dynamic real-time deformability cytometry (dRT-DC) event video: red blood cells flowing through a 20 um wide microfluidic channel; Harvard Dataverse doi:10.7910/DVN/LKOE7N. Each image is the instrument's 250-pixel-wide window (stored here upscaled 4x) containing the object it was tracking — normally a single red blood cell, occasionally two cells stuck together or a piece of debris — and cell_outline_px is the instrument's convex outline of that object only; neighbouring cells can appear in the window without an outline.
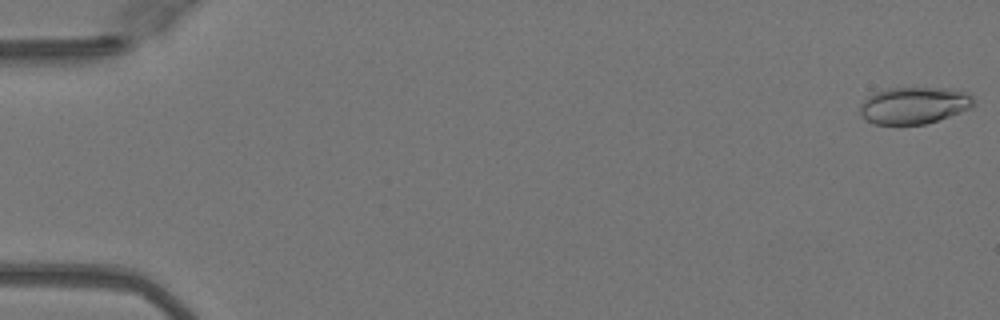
{"species": "Egyptian fruit bat (a non-hibernating species)", "species_latin": "Rousettus aegyptiacus", "temperature_condition": "warm", "stored_images_in_passage": 50, "camera_frame_rate_fps": 3000, "um_per_image_px": 0.085, "animal": {"sex": "female"}, "frame": {"image": 1, "passage_image": 1, "time_ms": 0.0, "image_size_px": [1000, 320], "cell_outline_px": [[972, 108], [924, 124], [872, 124], [860, 116], [860, 104], [868, 96], [876, 92], [888, 88], [944, 88], [964, 92], [972, 96]], "centroid_in_image_um": [77.63, 8.96], "position_along_channel_um": 7.4, "area_um2": 24.16}}
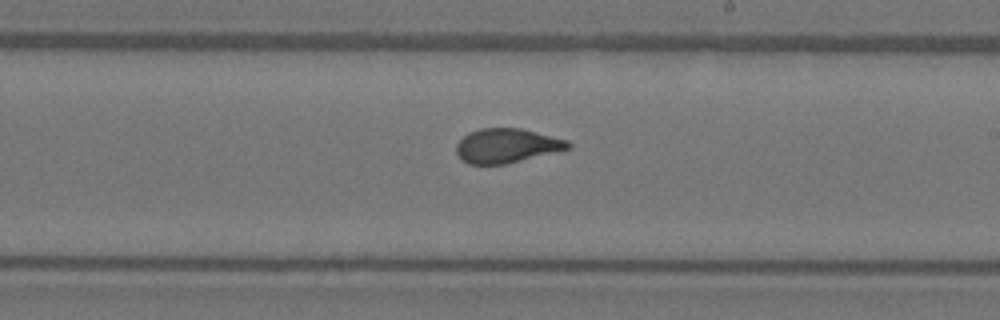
{"frame": {"image": 2, "passage_image": 30, "time_ms": 9.667, "image_size_px": [1000, 320], "cell_outline_px": [[572, 148], [504, 164], [468, 164], [456, 152], [456, 144], [468, 132], [480, 128], [520, 128], [568, 140], [572, 144]], "centroid_in_image_um": [43.08, 12.37], "position_along_channel_um": 245.9, "area_um2": 22.2}}
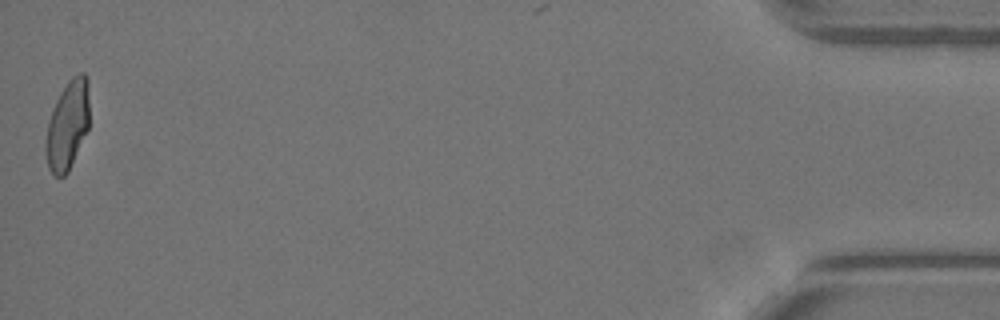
{"frame": {"image": 3, "passage_image": 50, "time_ms": 16.333, "image_size_px": [1000, 320], "cell_outline_px": [[88, 128], [68, 172], [64, 176], [56, 176], [48, 168], [44, 148], [44, 144], [48, 120], [56, 100], [60, 92], [68, 80], [72, 76], [80, 72], [84, 72], [88, 76]], "centroid_in_image_um": [5.72, 10.61], "position_along_channel_um": 429.5, "area_um2": 22.72}, "authors_computed_cell_mechanics": {"area_um2": 23.1489, "velocity_mm_per_s": 4.1013, "shape_relaxation_time_tau1_ms": 4.9659, "shape_relaxation_time_tau2_ms": 0.8127, "deformation_change_tau1": 0.2009, "deformation_change_tau2": 0.0704}}